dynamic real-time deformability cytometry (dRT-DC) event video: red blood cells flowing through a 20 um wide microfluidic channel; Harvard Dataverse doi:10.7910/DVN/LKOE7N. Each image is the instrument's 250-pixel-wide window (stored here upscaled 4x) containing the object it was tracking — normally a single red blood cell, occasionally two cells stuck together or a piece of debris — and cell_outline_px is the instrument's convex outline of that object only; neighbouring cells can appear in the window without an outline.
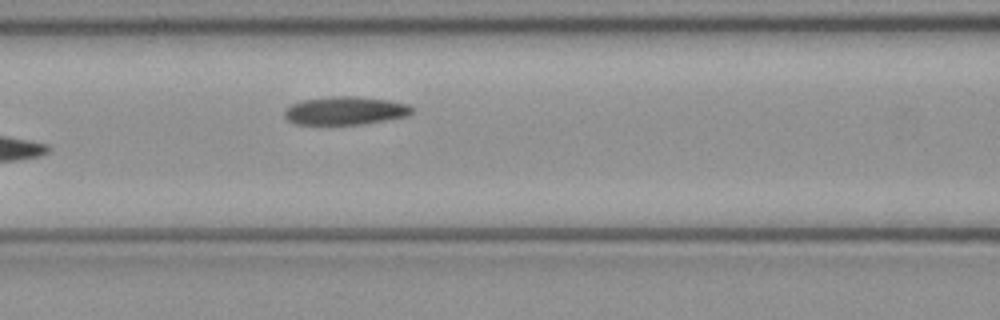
{"species": "common noctule bat (a hibernating species)", "species_latin": "Nyctalus noctula", "temperature_condition": "cold", "stored_images_in_passage": 7, "camera_frame_rate_fps": 3000, "um_per_image_px": 0.085, "animal": {"sex": "female", "body_mass_g": 21.9}, "frame": {"image": 1, "passage_image": 7, "time_ms": 2.0, "image_size_px": [1000, 320], "cell_outline_px": [[416, 112], [408, 116], [388, 120], [364, 124], [328, 128], [292, 124], [284, 116], [284, 108], [292, 104], [304, 100], [336, 96], [356, 96], [388, 100], [408, 104], [416, 108]], "centroid_in_image_um": [29.33, 9.47], "position_along_channel_um": 137.3, "area_um2": 22.25}}